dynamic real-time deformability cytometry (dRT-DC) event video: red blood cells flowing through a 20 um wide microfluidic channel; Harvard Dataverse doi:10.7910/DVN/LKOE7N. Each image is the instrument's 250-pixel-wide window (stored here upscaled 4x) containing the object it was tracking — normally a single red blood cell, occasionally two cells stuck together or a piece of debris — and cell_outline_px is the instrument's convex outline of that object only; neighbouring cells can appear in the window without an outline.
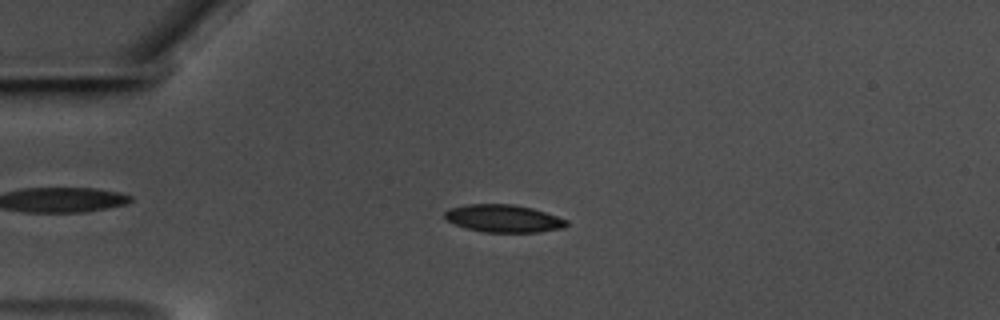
{"species": "common noctule bat (a hibernating species)", "species_latin": "Nyctalus noctula", "temperature_condition": "warm", "stored_images_in_passage": 59, "camera_frame_rate_fps": 3000, "um_per_image_px": 0.085, "animal": {"sex": "male", "body_mass_g": 17.5, "forearm_length_mm": 52.3}, "frame": {"image": 1, "passage_image": 15, "time_ms": 4.667, "image_size_px": [1000, 320], "cell_outline_px": [[568, 224], [564, 228], [540, 232], [484, 232], [468, 228], [444, 220], [444, 212], [448, 208], [468, 204], [512, 204], [532, 208], [568, 220]], "centroid_in_image_um": [42.78, 18.57], "position_along_channel_um": 42.2, "area_um2": 19.59}}
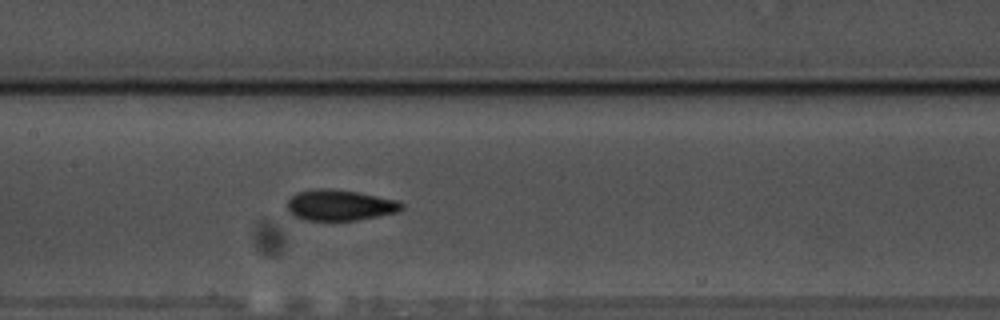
{"frame": {"image": 2, "passage_image": 29, "time_ms": 9.333, "image_size_px": [1000, 320], "cell_outline_px": [[404, 208], [396, 212], [356, 220], [304, 220], [292, 216], [288, 212], [288, 200], [296, 192], [312, 188], [324, 188], [356, 192], [396, 200], [404, 204]], "centroid_in_image_um": [28.83, 17.44], "position_along_channel_um": 178.6, "area_um2": 20.46}}
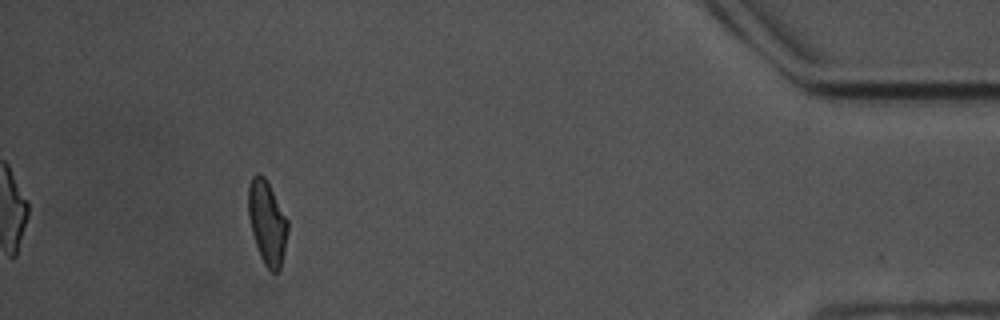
{"frame": {"image": 3, "passage_image": 54, "time_ms": 17.667, "image_size_px": [1000, 320], "cell_outline_px": [[288, 232], [280, 272], [272, 272], [264, 264], [260, 256], [252, 232], [248, 216], [248, 184], [252, 176], [256, 172], [260, 172], [264, 176], [288, 220]], "centroid_in_image_um": [22.7, 18.9], "position_along_channel_um": 412.5, "area_um2": 19.31}, "authors_computed_cell_mechanics": {"area_um2": 19.5942, "velocity_mm_per_s": 3.5069, "shape_relaxation_time_tau1_ms": 3.7374, "shape_relaxation_time_tau2_ms": 2.1391, "deformation_change_tau1": 0.1513, "deformation_change_tau2": 0.0904}}